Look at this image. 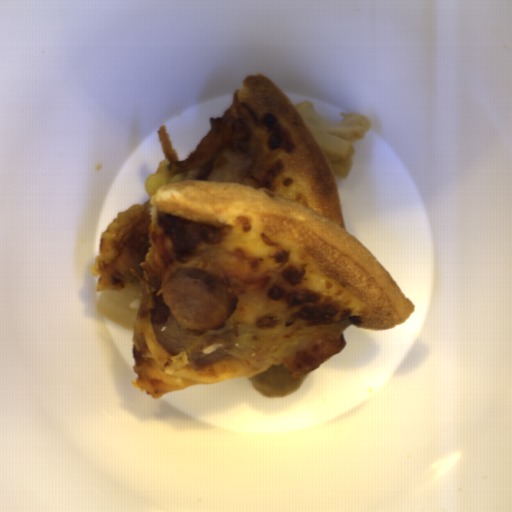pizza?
Wrapping results in <instances>:
<instances>
[{"mask_svg":"<svg viewBox=\"0 0 512 512\" xmlns=\"http://www.w3.org/2000/svg\"><path fill=\"white\" fill-rule=\"evenodd\" d=\"M263 143L258 178L242 183L181 179L142 206L150 233L172 240L181 268L222 278L224 255L267 267L266 287L234 295L226 323L240 324L236 353L198 370L186 352L171 355L151 315L133 327L136 384L152 398L227 378H251L285 364L317 339L349 326L388 330L405 323L413 303L344 227L335 174L295 104L270 80L247 74L228 108Z\"/></svg>","mask_w":512,"mask_h":512,"instance_id":"pizza-1","label":"pizza"},{"mask_svg":"<svg viewBox=\"0 0 512 512\" xmlns=\"http://www.w3.org/2000/svg\"><path fill=\"white\" fill-rule=\"evenodd\" d=\"M166 129H167V127L165 125L160 127L158 130V135H159L161 147H162L163 153L165 155V158H166V160L169 161V164L167 166H169L170 164L179 163V162H178V153L171 145V143L169 141L170 135L168 133H166Z\"/></svg>","mask_w":512,"mask_h":512,"instance_id":"pizza-2","label":"pizza"}]
</instances>
